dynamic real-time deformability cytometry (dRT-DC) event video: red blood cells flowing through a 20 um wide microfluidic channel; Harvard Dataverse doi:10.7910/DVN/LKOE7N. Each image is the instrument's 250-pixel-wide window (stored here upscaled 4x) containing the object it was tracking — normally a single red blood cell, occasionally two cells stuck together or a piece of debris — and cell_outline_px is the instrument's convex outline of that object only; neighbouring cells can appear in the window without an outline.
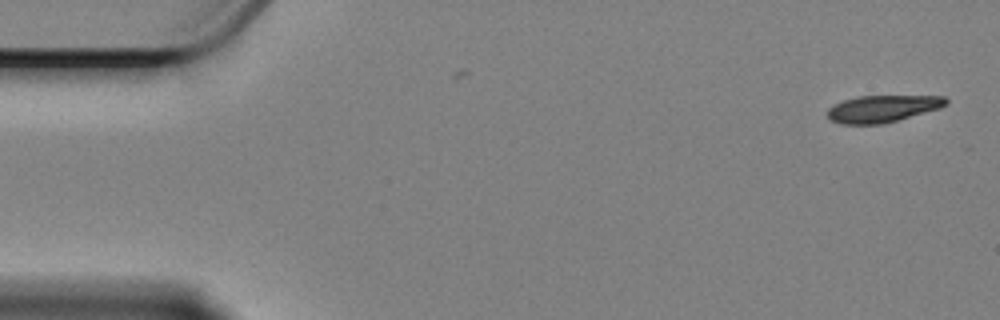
{"species": "Egyptian fruit bat (a non-hibernating species)", "species_latin": "Rousettus aegyptiacus", "temperature_condition": "cold", "stored_images_in_passage": 4, "camera_frame_rate_fps": 3000, "um_per_image_px": 0.085, "animal": {"sex": "female"}, "frame": {"image": 1, "passage_image": 1, "time_ms": 0.0, "image_size_px": [1000, 320], "cell_outline_px": [[948, 104], [940, 108], [884, 124], [840, 124], [828, 120], [828, 108], [832, 104], [856, 96], [944, 96], [948, 100]], "centroid_in_image_um": [74.98, 9.24], "position_along_channel_um": 10.0, "area_um2": 18.79}}